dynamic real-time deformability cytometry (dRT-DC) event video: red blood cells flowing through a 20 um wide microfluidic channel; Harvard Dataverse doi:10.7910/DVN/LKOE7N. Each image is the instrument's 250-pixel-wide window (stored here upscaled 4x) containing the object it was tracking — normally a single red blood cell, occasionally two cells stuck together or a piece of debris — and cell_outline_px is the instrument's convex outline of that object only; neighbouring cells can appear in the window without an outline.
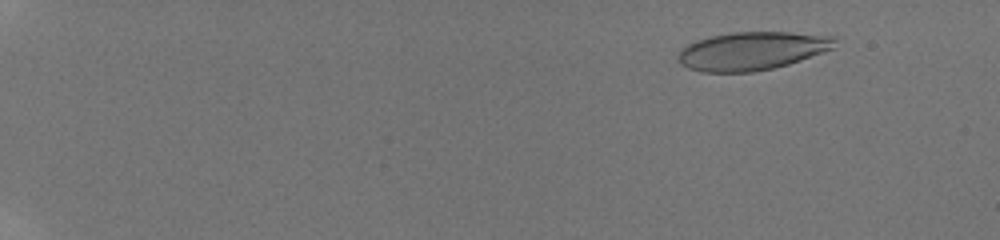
{"species": "human", "species_latin": "Homo sapiens", "temperature_condition": "room temperature", "stored_images_in_passage": 118, "camera_frame_rate_fps": 3000, "um_per_image_px": 0.085, "donor": {"sex": "male"}, "frame": {"image": 1, "passage_image": 11, "time_ms": 2.333, "image_size_px": [1000, 240], "cell_outline_px": [[836, 40], [832, 48], [800, 60], [788, 64], [772, 68], [752, 72], [700, 72], [688, 68], [680, 64], [676, 56], [680, 48], [696, 40], [712, 36], [732, 32], [788, 32], [836, 36]], "centroid_in_image_um": [63.85, 4.33], "position_along_channel_um": 21.1, "area_um2": 34.91}}
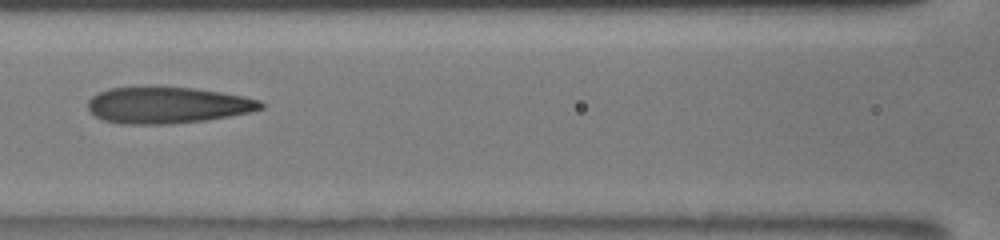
{"frame": {"image": 2, "passage_image": 65, "time_ms": 10.0, "image_size_px": [1000, 240], "cell_outline_px": [[264, 108], [252, 112], [208, 120], [168, 124], [120, 124], [104, 120], [88, 112], [88, 100], [92, 96], [100, 92], [112, 88], [196, 88], [244, 96], [260, 100], [264, 104]], "centroid_in_image_um": [14.27, 8.96], "position_along_channel_um": 152.3, "area_um2": 36.53}}
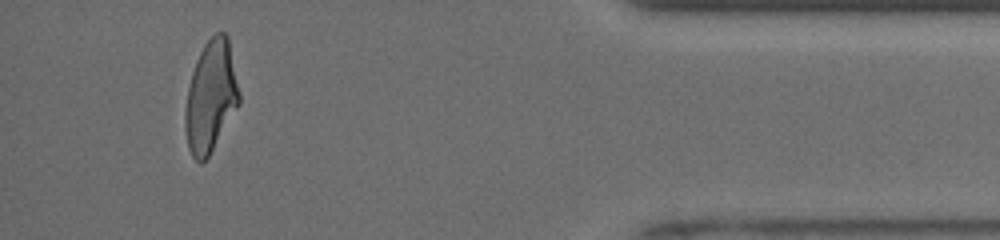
{"frame": {"image": 3, "passage_image": 115, "time_ms": 17.667, "image_size_px": [1000, 240], "cell_outline_px": [[240, 104], [208, 156], [200, 164], [192, 156], [188, 148], [184, 128], [184, 112], [188, 88], [192, 72], [196, 60], [204, 44], [216, 32], [224, 32], [228, 36], [240, 92]], "centroid_in_image_um": [17.91, 8.2], "position_along_channel_um": 417.3, "area_um2": 35.14}, "authors_computed_cell_mechanics": {"area_um2": 36.2984, "velocity_mm_per_s": 3.9732, "shape_relaxation_time_tau1_ms": 5.8809, "shape_relaxation_time_tau2_ms": 1.3799, "deformation_change_tau1": 0.2251, "deformation_change_tau2": 0.1045}}